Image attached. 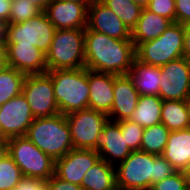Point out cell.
<instances>
[{
  "label": "cell",
  "mask_w": 190,
  "mask_h": 190,
  "mask_svg": "<svg viewBox=\"0 0 190 190\" xmlns=\"http://www.w3.org/2000/svg\"><path fill=\"white\" fill-rule=\"evenodd\" d=\"M136 58L132 40L109 37L85 29V68L100 73L128 75Z\"/></svg>",
  "instance_id": "1"
},
{
  "label": "cell",
  "mask_w": 190,
  "mask_h": 190,
  "mask_svg": "<svg viewBox=\"0 0 190 190\" xmlns=\"http://www.w3.org/2000/svg\"><path fill=\"white\" fill-rule=\"evenodd\" d=\"M119 190H150L151 185L177 172L161 155L132 151L115 166Z\"/></svg>",
  "instance_id": "2"
},
{
  "label": "cell",
  "mask_w": 190,
  "mask_h": 190,
  "mask_svg": "<svg viewBox=\"0 0 190 190\" xmlns=\"http://www.w3.org/2000/svg\"><path fill=\"white\" fill-rule=\"evenodd\" d=\"M25 137L54 161L73 149L69 124L66 116L60 113L35 118L28 127Z\"/></svg>",
  "instance_id": "3"
},
{
  "label": "cell",
  "mask_w": 190,
  "mask_h": 190,
  "mask_svg": "<svg viewBox=\"0 0 190 190\" xmlns=\"http://www.w3.org/2000/svg\"><path fill=\"white\" fill-rule=\"evenodd\" d=\"M60 114L89 108L88 69L49 70Z\"/></svg>",
  "instance_id": "4"
},
{
  "label": "cell",
  "mask_w": 190,
  "mask_h": 190,
  "mask_svg": "<svg viewBox=\"0 0 190 190\" xmlns=\"http://www.w3.org/2000/svg\"><path fill=\"white\" fill-rule=\"evenodd\" d=\"M47 71L85 67V29L56 30L46 53Z\"/></svg>",
  "instance_id": "5"
},
{
  "label": "cell",
  "mask_w": 190,
  "mask_h": 190,
  "mask_svg": "<svg viewBox=\"0 0 190 190\" xmlns=\"http://www.w3.org/2000/svg\"><path fill=\"white\" fill-rule=\"evenodd\" d=\"M184 49V27L172 23L158 38L140 43L135 48L136 59L152 66L182 58Z\"/></svg>",
  "instance_id": "6"
},
{
  "label": "cell",
  "mask_w": 190,
  "mask_h": 190,
  "mask_svg": "<svg viewBox=\"0 0 190 190\" xmlns=\"http://www.w3.org/2000/svg\"><path fill=\"white\" fill-rule=\"evenodd\" d=\"M9 156L20 168L23 177L47 181L55 174V161L25 136L9 138Z\"/></svg>",
  "instance_id": "7"
},
{
  "label": "cell",
  "mask_w": 190,
  "mask_h": 190,
  "mask_svg": "<svg viewBox=\"0 0 190 190\" xmlns=\"http://www.w3.org/2000/svg\"><path fill=\"white\" fill-rule=\"evenodd\" d=\"M56 30L45 12H42L30 20L7 24L5 45H32L46 54Z\"/></svg>",
  "instance_id": "8"
},
{
  "label": "cell",
  "mask_w": 190,
  "mask_h": 190,
  "mask_svg": "<svg viewBox=\"0 0 190 190\" xmlns=\"http://www.w3.org/2000/svg\"><path fill=\"white\" fill-rule=\"evenodd\" d=\"M66 119L74 149H93L109 120L105 113L91 108L69 113Z\"/></svg>",
  "instance_id": "9"
},
{
  "label": "cell",
  "mask_w": 190,
  "mask_h": 190,
  "mask_svg": "<svg viewBox=\"0 0 190 190\" xmlns=\"http://www.w3.org/2000/svg\"><path fill=\"white\" fill-rule=\"evenodd\" d=\"M22 95L26 98L35 118L49 117L60 113L54 97L52 79L47 72L26 75Z\"/></svg>",
  "instance_id": "10"
},
{
  "label": "cell",
  "mask_w": 190,
  "mask_h": 190,
  "mask_svg": "<svg viewBox=\"0 0 190 190\" xmlns=\"http://www.w3.org/2000/svg\"><path fill=\"white\" fill-rule=\"evenodd\" d=\"M159 97L185 101L190 95V61L182 57L160 67Z\"/></svg>",
  "instance_id": "11"
},
{
  "label": "cell",
  "mask_w": 190,
  "mask_h": 190,
  "mask_svg": "<svg viewBox=\"0 0 190 190\" xmlns=\"http://www.w3.org/2000/svg\"><path fill=\"white\" fill-rule=\"evenodd\" d=\"M35 119L26 98L20 94L0 105V136H25Z\"/></svg>",
  "instance_id": "12"
},
{
  "label": "cell",
  "mask_w": 190,
  "mask_h": 190,
  "mask_svg": "<svg viewBox=\"0 0 190 190\" xmlns=\"http://www.w3.org/2000/svg\"><path fill=\"white\" fill-rule=\"evenodd\" d=\"M100 160L92 149H72L55 161V175L64 181L81 186L86 172Z\"/></svg>",
  "instance_id": "13"
},
{
  "label": "cell",
  "mask_w": 190,
  "mask_h": 190,
  "mask_svg": "<svg viewBox=\"0 0 190 190\" xmlns=\"http://www.w3.org/2000/svg\"><path fill=\"white\" fill-rule=\"evenodd\" d=\"M44 12L57 30L87 28L88 8L84 4L53 0Z\"/></svg>",
  "instance_id": "14"
},
{
  "label": "cell",
  "mask_w": 190,
  "mask_h": 190,
  "mask_svg": "<svg viewBox=\"0 0 190 190\" xmlns=\"http://www.w3.org/2000/svg\"><path fill=\"white\" fill-rule=\"evenodd\" d=\"M87 27L121 40H131V30L100 0L88 8Z\"/></svg>",
  "instance_id": "15"
},
{
  "label": "cell",
  "mask_w": 190,
  "mask_h": 190,
  "mask_svg": "<svg viewBox=\"0 0 190 190\" xmlns=\"http://www.w3.org/2000/svg\"><path fill=\"white\" fill-rule=\"evenodd\" d=\"M92 150L99 153L100 159L113 166H116L117 162L124 161L132 153L121 134L120 125L111 120H108L104 125L103 131Z\"/></svg>",
  "instance_id": "16"
},
{
  "label": "cell",
  "mask_w": 190,
  "mask_h": 190,
  "mask_svg": "<svg viewBox=\"0 0 190 190\" xmlns=\"http://www.w3.org/2000/svg\"><path fill=\"white\" fill-rule=\"evenodd\" d=\"M7 65L29 74L47 72L46 54L32 45H5Z\"/></svg>",
  "instance_id": "17"
},
{
  "label": "cell",
  "mask_w": 190,
  "mask_h": 190,
  "mask_svg": "<svg viewBox=\"0 0 190 190\" xmlns=\"http://www.w3.org/2000/svg\"><path fill=\"white\" fill-rule=\"evenodd\" d=\"M113 93V106L107 115L109 120L115 122L128 120L133 114L140 96L129 75H118L114 79Z\"/></svg>",
  "instance_id": "18"
},
{
  "label": "cell",
  "mask_w": 190,
  "mask_h": 190,
  "mask_svg": "<svg viewBox=\"0 0 190 190\" xmlns=\"http://www.w3.org/2000/svg\"><path fill=\"white\" fill-rule=\"evenodd\" d=\"M118 75L88 70L89 108L108 115L114 101V79Z\"/></svg>",
  "instance_id": "19"
},
{
  "label": "cell",
  "mask_w": 190,
  "mask_h": 190,
  "mask_svg": "<svg viewBox=\"0 0 190 190\" xmlns=\"http://www.w3.org/2000/svg\"><path fill=\"white\" fill-rule=\"evenodd\" d=\"M176 171H185L190 165V128L170 131L161 154Z\"/></svg>",
  "instance_id": "20"
},
{
  "label": "cell",
  "mask_w": 190,
  "mask_h": 190,
  "mask_svg": "<svg viewBox=\"0 0 190 190\" xmlns=\"http://www.w3.org/2000/svg\"><path fill=\"white\" fill-rule=\"evenodd\" d=\"M172 22L143 8L136 26L131 30V40L135 48L143 42L158 38Z\"/></svg>",
  "instance_id": "21"
},
{
  "label": "cell",
  "mask_w": 190,
  "mask_h": 190,
  "mask_svg": "<svg viewBox=\"0 0 190 190\" xmlns=\"http://www.w3.org/2000/svg\"><path fill=\"white\" fill-rule=\"evenodd\" d=\"M128 75L133 80L134 86L140 96H159L161 82L159 66L148 65L135 58Z\"/></svg>",
  "instance_id": "22"
},
{
  "label": "cell",
  "mask_w": 190,
  "mask_h": 190,
  "mask_svg": "<svg viewBox=\"0 0 190 190\" xmlns=\"http://www.w3.org/2000/svg\"><path fill=\"white\" fill-rule=\"evenodd\" d=\"M84 190H117L115 166L100 159L82 179Z\"/></svg>",
  "instance_id": "23"
},
{
  "label": "cell",
  "mask_w": 190,
  "mask_h": 190,
  "mask_svg": "<svg viewBox=\"0 0 190 190\" xmlns=\"http://www.w3.org/2000/svg\"><path fill=\"white\" fill-rule=\"evenodd\" d=\"M163 100L159 96H139L137 106L129 121L136 122L143 128L161 123V108Z\"/></svg>",
  "instance_id": "24"
},
{
  "label": "cell",
  "mask_w": 190,
  "mask_h": 190,
  "mask_svg": "<svg viewBox=\"0 0 190 190\" xmlns=\"http://www.w3.org/2000/svg\"><path fill=\"white\" fill-rule=\"evenodd\" d=\"M161 123L170 131L190 128V120L185 101L163 100Z\"/></svg>",
  "instance_id": "25"
},
{
  "label": "cell",
  "mask_w": 190,
  "mask_h": 190,
  "mask_svg": "<svg viewBox=\"0 0 190 190\" xmlns=\"http://www.w3.org/2000/svg\"><path fill=\"white\" fill-rule=\"evenodd\" d=\"M26 74L10 66L0 72V105L22 94Z\"/></svg>",
  "instance_id": "26"
},
{
  "label": "cell",
  "mask_w": 190,
  "mask_h": 190,
  "mask_svg": "<svg viewBox=\"0 0 190 190\" xmlns=\"http://www.w3.org/2000/svg\"><path fill=\"white\" fill-rule=\"evenodd\" d=\"M170 130L163 124L144 128L140 151L161 155L168 141Z\"/></svg>",
  "instance_id": "27"
},
{
  "label": "cell",
  "mask_w": 190,
  "mask_h": 190,
  "mask_svg": "<svg viewBox=\"0 0 190 190\" xmlns=\"http://www.w3.org/2000/svg\"><path fill=\"white\" fill-rule=\"evenodd\" d=\"M114 14H116L122 22L132 30L141 15L143 8L135 4L132 0H100Z\"/></svg>",
  "instance_id": "28"
},
{
  "label": "cell",
  "mask_w": 190,
  "mask_h": 190,
  "mask_svg": "<svg viewBox=\"0 0 190 190\" xmlns=\"http://www.w3.org/2000/svg\"><path fill=\"white\" fill-rule=\"evenodd\" d=\"M22 178L20 168L9 155L0 160V190L15 189Z\"/></svg>",
  "instance_id": "29"
},
{
  "label": "cell",
  "mask_w": 190,
  "mask_h": 190,
  "mask_svg": "<svg viewBox=\"0 0 190 190\" xmlns=\"http://www.w3.org/2000/svg\"><path fill=\"white\" fill-rule=\"evenodd\" d=\"M43 11L28 0H13L7 24H16L38 16Z\"/></svg>",
  "instance_id": "30"
},
{
  "label": "cell",
  "mask_w": 190,
  "mask_h": 190,
  "mask_svg": "<svg viewBox=\"0 0 190 190\" xmlns=\"http://www.w3.org/2000/svg\"><path fill=\"white\" fill-rule=\"evenodd\" d=\"M120 125L121 134L126 140V145L131 151L140 150L144 128L129 120L117 122Z\"/></svg>",
  "instance_id": "31"
},
{
  "label": "cell",
  "mask_w": 190,
  "mask_h": 190,
  "mask_svg": "<svg viewBox=\"0 0 190 190\" xmlns=\"http://www.w3.org/2000/svg\"><path fill=\"white\" fill-rule=\"evenodd\" d=\"M187 185L185 172L177 171L172 176L151 185L150 190H186Z\"/></svg>",
  "instance_id": "32"
},
{
  "label": "cell",
  "mask_w": 190,
  "mask_h": 190,
  "mask_svg": "<svg viewBox=\"0 0 190 190\" xmlns=\"http://www.w3.org/2000/svg\"><path fill=\"white\" fill-rule=\"evenodd\" d=\"M175 0H150L147 10L176 22Z\"/></svg>",
  "instance_id": "33"
},
{
  "label": "cell",
  "mask_w": 190,
  "mask_h": 190,
  "mask_svg": "<svg viewBox=\"0 0 190 190\" xmlns=\"http://www.w3.org/2000/svg\"><path fill=\"white\" fill-rule=\"evenodd\" d=\"M47 181L41 178L23 177L15 190H46Z\"/></svg>",
  "instance_id": "34"
},
{
  "label": "cell",
  "mask_w": 190,
  "mask_h": 190,
  "mask_svg": "<svg viewBox=\"0 0 190 190\" xmlns=\"http://www.w3.org/2000/svg\"><path fill=\"white\" fill-rule=\"evenodd\" d=\"M176 23L182 25L190 22V0H175Z\"/></svg>",
  "instance_id": "35"
},
{
  "label": "cell",
  "mask_w": 190,
  "mask_h": 190,
  "mask_svg": "<svg viewBox=\"0 0 190 190\" xmlns=\"http://www.w3.org/2000/svg\"><path fill=\"white\" fill-rule=\"evenodd\" d=\"M46 190H84L80 185L62 180L55 174L47 180Z\"/></svg>",
  "instance_id": "36"
},
{
  "label": "cell",
  "mask_w": 190,
  "mask_h": 190,
  "mask_svg": "<svg viewBox=\"0 0 190 190\" xmlns=\"http://www.w3.org/2000/svg\"><path fill=\"white\" fill-rule=\"evenodd\" d=\"M13 0H0V20L9 22L11 5Z\"/></svg>",
  "instance_id": "37"
},
{
  "label": "cell",
  "mask_w": 190,
  "mask_h": 190,
  "mask_svg": "<svg viewBox=\"0 0 190 190\" xmlns=\"http://www.w3.org/2000/svg\"><path fill=\"white\" fill-rule=\"evenodd\" d=\"M183 27H184L183 57L190 61V22L184 24Z\"/></svg>",
  "instance_id": "38"
},
{
  "label": "cell",
  "mask_w": 190,
  "mask_h": 190,
  "mask_svg": "<svg viewBox=\"0 0 190 190\" xmlns=\"http://www.w3.org/2000/svg\"><path fill=\"white\" fill-rule=\"evenodd\" d=\"M9 155V138L0 136V160Z\"/></svg>",
  "instance_id": "39"
},
{
  "label": "cell",
  "mask_w": 190,
  "mask_h": 190,
  "mask_svg": "<svg viewBox=\"0 0 190 190\" xmlns=\"http://www.w3.org/2000/svg\"><path fill=\"white\" fill-rule=\"evenodd\" d=\"M7 23L0 20V47H5Z\"/></svg>",
  "instance_id": "40"
},
{
  "label": "cell",
  "mask_w": 190,
  "mask_h": 190,
  "mask_svg": "<svg viewBox=\"0 0 190 190\" xmlns=\"http://www.w3.org/2000/svg\"><path fill=\"white\" fill-rule=\"evenodd\" d=\"M32 4L36 5L38 8H40L43 12L46 10L47 6L53 1V0H28Z\"/></svg>",
  "instance_id": "41"
},
{
  "label": "cell",
  "mask_w": 190,
  "mask_h": 190,
  "mask_svg": "<svg viewBox=\"0 0 190 190\" xmlns=\"http://www.w3.org/2000/svg\"><path fill=\"white\" fill-rule=\"evenodd\" d=\"M7 57L5 47H0V72L7 67Z\"/></svg>",
  "instance_id": "42"
},
{
  "label": "cell",
  "mask_w": 190,
  "mask_h": 190,
  "mask_svg": "<svg viewBox=\"0 0 190 190\" xmlns=\"http://www.w3.org/2000/svg\"><path fill=\"white\" fill-rule=\"evenodd\" d=\"M64 1L84 4L87 8H89L95 1H98V0H64Z\"/></svg>",
  "instance_id": "43"
},
{
  "label": "cell",
  "mask_w": 190,
  "mask_h": 190,
  "mask_svg": "<svg viewBox=\"0 0 190 190\" xmlns=\"http://www.w3.org/2000/svg\"><path fill=\"white\" fill-rule=\"evenodd\" d=\"M135 4L141 6L142 8H146L149 4L150 0H132Z\"/></svg>",
  "instance_id": "44"
},
{
  "label": "cell",
  "mask_w": 190,
  "mask_h": 190,
  "mask_svg": "<svg viewBox=\"0 0 190 190\" xmlns=\"http://www.w3.org/2000/svg\"><path fill=\"white\" fill-rule=\"evenodd\" d=\"M185 104H186V107H187V111H188V115H189V120H190V95L185 100Z\"/></svg>",
  "instance_id": "45"
},
{
  "label": "cell",
  "mask_w": 190,
  "mask_h": 190,
  "mask_svg": "<svg viewBox=\"0 0 190 190\" xmlns=\"http://www.w3.org/2000/svg\"><path fill=\"white\" fill-rule=\"evenodd\" d=\"M187 181H188V185H190V165L188 166V168L184 171Z\"/></svg>",
  "instance_id": "46"
},
{
  "label": "cell",
  "mask_w": 190,
  "mask_h": 190,
  "mask_svg": "<svg viewBox=\"0 0 190 190\" xmlns=\"http://www.w3.org/2000/svg\"><path fill=\"white\" fill-rule=\"evenodd\" d=\"M186 190H190V185H187V188H186Z\"/></svg>",
  "instance_id": "47"
}]
</instances>
